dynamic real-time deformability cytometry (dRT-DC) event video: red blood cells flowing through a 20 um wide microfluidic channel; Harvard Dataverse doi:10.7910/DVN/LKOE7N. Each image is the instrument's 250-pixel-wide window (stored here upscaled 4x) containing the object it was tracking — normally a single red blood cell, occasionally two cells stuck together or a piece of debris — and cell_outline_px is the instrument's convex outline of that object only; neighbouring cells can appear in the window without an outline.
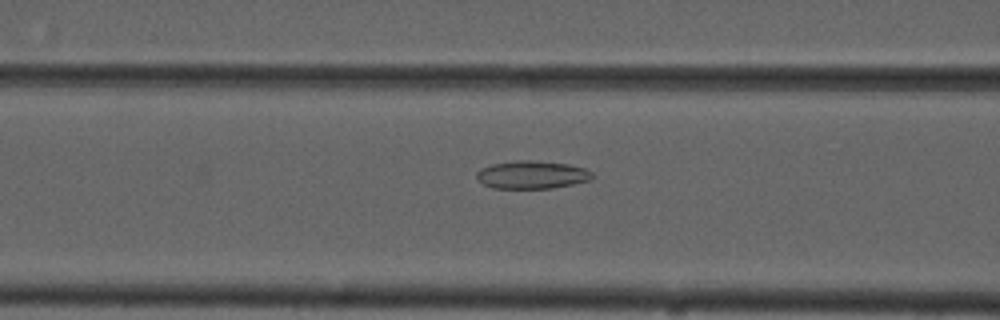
{"species": "common noctule bat (a hibernating species)", "species_latin": "Nyctalus noctula", "temperature_condition": "cold", "stored_images_in_passage": 43, "camera_frame_rate_fps": 3000, "um_per_image_px": 0.085, "animal": {"sex": "male", "forearm_length_mm": 52.5}, "frame": {"image": 1, "passage_image": 10, "time_ms": 3.0, "image_size_px": [1000, 320], "cell_outline_px": [[596, 176], [588, 180], [572, 184], [552, 188], [492, 188], [484, 184], [476, 176], [476, 172], [480, 168], [492, 164], [520, 160], [532, 160], [568, 164], [584, 168], [592, 172]], "centroid_in_image_um": [45.22, 14.85], "position_along_channel_um": 121.4, "area_um2": 18.73}}
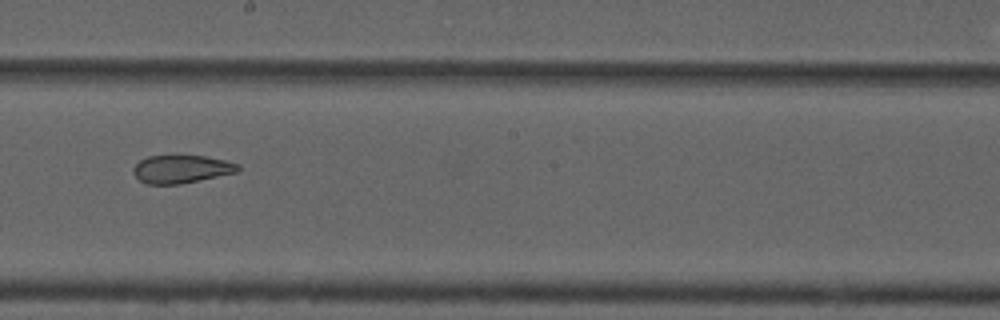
{"frame": {"image": 2, "passage_image": 19, "time_ms": 6.0, "image_size_px": [1000, 320], "cell_outline_px": [[240, 168], [236, 172], [180, 184], [148, 184], [140, 180], [132, 172], [132, 168], [140, 160], [148, 156], [204, 156], [224, 160], [240, 164]], "centroid_in_image_um": [15.4, 14.37], "position_along_channel_um": 232.8, "area_um2": 16.88}}
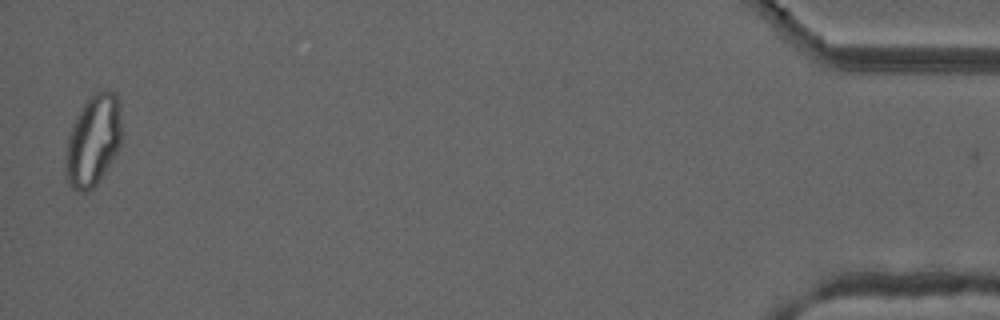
{"frame": {"image": 3, "passage_image": 42, "time_ms": 13.667, "image_size_px": [1000, 320], "cell_outline_px": [[120, 144], [116, 152], [96, 184], [88, 192], [80, 192], [72, 188], [68, 184], [64, 172], [64, 160], [68, 136], [76, 116], [84, 104], [96, 92], [108, 88], [112, 88], [116, 92], [120, 108]], "centroid_in_image_um": [7.89, 11.94], "position_along_channel_um": 427.3, "area_um2": 29.77}}